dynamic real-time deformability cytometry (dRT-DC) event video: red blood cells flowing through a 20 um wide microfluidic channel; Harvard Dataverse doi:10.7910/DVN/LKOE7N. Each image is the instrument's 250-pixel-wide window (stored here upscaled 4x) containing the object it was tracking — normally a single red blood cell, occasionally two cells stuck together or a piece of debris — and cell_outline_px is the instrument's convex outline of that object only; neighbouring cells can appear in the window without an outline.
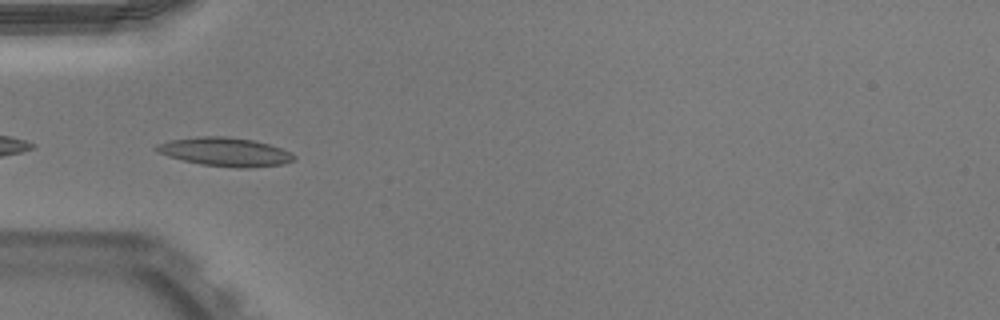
{"species": "Egyptian fruit bat (a non-hibernating species)", "species_latin": "Rousettus aegyptiacus", "temperature_condition": "warm", "stored_images_in_passage": 36, "camera_frame_rate_fps": 3000, "um_per_image_px": 0.085, "animal": {"sex": "male"}, "frame": {"image": 1, "passage_image": 1, "time_ms": 0.0, "image_size_px": [1000, 320], "cell_outline_px": [[296, 156], [292, 160], [284, 164], [248, 168], [240, 168], [200, 164], [168, 156], [160, 152], [156, 148], [156, 144], [172, 140], [200, 136], [228, 136], [252, 140], [268, 144], [292, 152]], "centroid_in_image_um": [19.18, 12.91], "position_along_channel_um": 65.8, "area_um2": 22.72}, "authors_computed_cell_mechanics": {"area_um2": 20.8658, "velocity_mm_per_s": 3.9324, "shape_relaxation_time_tau1_ms": 9.3013, "shape_relaxation_time_tau2_ms": 8.352, "deformation_change_tau1": 0.1696, "deformation_change_tau2": 0.156}}